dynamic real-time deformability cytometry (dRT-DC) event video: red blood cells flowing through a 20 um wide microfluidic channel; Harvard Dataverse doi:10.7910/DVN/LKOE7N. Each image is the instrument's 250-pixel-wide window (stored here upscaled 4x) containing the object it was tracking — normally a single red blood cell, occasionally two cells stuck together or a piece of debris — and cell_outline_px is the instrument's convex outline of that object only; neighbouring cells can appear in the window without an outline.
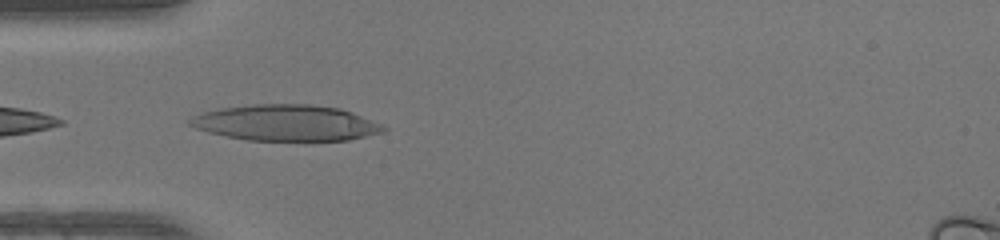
{"species": "human", "species_latin": "Homo sapiens", "temperature_condition": "warm", "stored_images_in_passage": 32, "camera_frame_rate_fps": 3000, "um_per_image_px": 0.085, "donor": {"sex": "female"}, "frame": {"image": 1, "passage_image": 1, "time_ms": 0.0, "image_size_px": [1000, 240], "cell_outline_px": [[388, 128], [384, 132], [348, 140], [248, 140], [208, 132], [196, 128], [188, 124], [188, 120], [192, 116], [204, 112], [220, 108], [252, 104], [312, 104], [340, 108], [352, 112], [384, 124]], "centroid_in_image_um": [24.35, 10.43], "position_along_channel_um": 60.7, "area_um2": 40.63}}
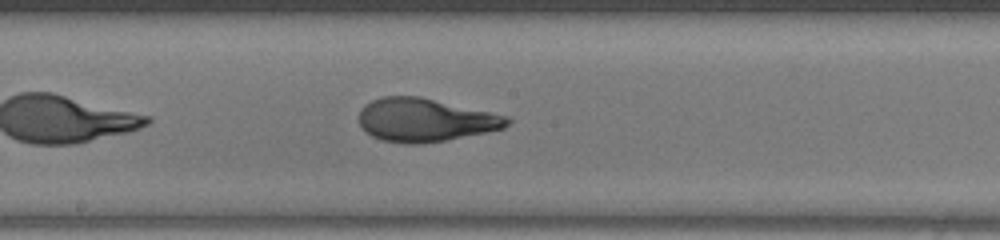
{"frame": {"image": 2, "passage_image": 12, "time_ms": 3.667, "image_size_px": [1000, 240], "cell_outline_px": [[512, 120], [504, 128], [444, 140], [420, 144], [408, 144], [380, 140], [372, 136], [360, 124], [360, 108], [364, 104], [380, 96], [420, 96], [508, 116]], "centroid_in_image_um": [36.11, 10.19], "position_along_channel_um": 212.1, "area_um2": 37.17}}
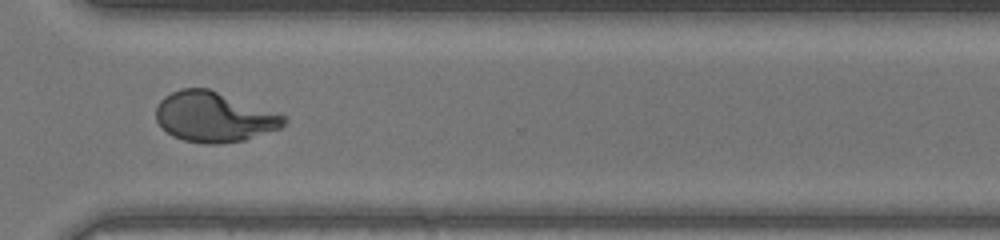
{"frame": {"image": 3, "passage_image": 22, "time_ms": 7.0, "image_size_px": [1000, 240], "cell_outline_px": [[288, 120], [280, 128], [244, 140], [220, 144], [204, 144], [184, 140], [172, 136], [156, 120], [156, 108], [160, 100], [164, 96], [180, 88], [208, 88], [284, 116]], "centroid_in_image_um": [18.15, 9.95], "position_along_channel_um": 352.5, "area_um2": 36.88}, "authors_computed_cell_mechanics": {"area_um2": 37.6278, "velocity_mm_per_s": 4.1985, "shape_relaxation_time_tau1_ms": 8.811, "shape_relaxation_time_tau2_ms": 0.9028, "deformation_change_tau1": 0.3871, "deformation_change_tau2": 0.0801}}